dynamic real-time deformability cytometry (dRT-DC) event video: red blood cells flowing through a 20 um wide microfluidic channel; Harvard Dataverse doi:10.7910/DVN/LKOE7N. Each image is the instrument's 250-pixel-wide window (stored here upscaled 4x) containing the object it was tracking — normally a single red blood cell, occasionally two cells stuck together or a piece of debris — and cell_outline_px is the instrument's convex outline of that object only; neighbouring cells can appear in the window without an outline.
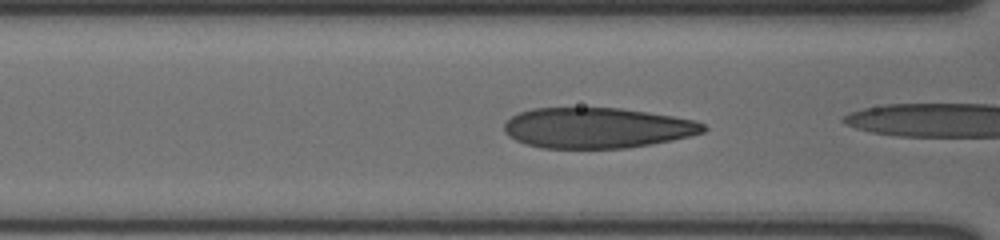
{"species": "human", "species_latin": "Homo sapiens", "temperature_condition": "cold", "stored_images_in_passage": 9, "camera_frame_rate_fps": 3000, "um_per_image_px": 0.085, "donor": {"sex": "male"}, "frame": {"image": 1, "passage_image": 3, "time_ms": 0.667, "image_size_px": [1000, 240], "cell_outline_px": [[708, 128], [704, 132], [672, 140], [652, 144], [624, 148], [540, 148], [524, 144], [508, 136], [504, 132], [504, 124], [512, 116], [520, 112], [532, 108], [620, 108], [672, 116], [692, 120], [704, 124]], "centroid_in_image_um": [50.71, 10.88], "position_along_channel_um": 115.9, "area_um2": 46.93}}
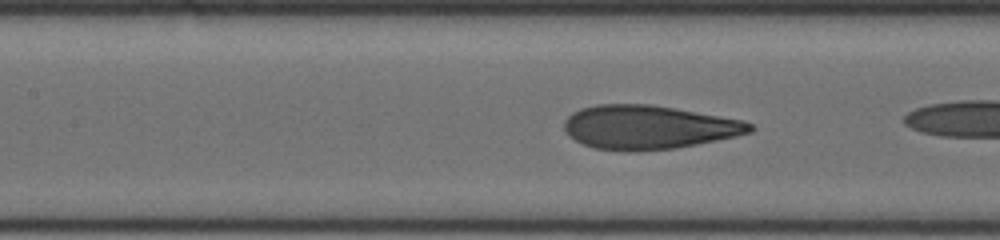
{"frame": {"image": 2, "passage_image": 6, "time_ms": 1.667, "image_size_px": [1000, 240], "cell_outline_px": [[756, 128], [752, 132], [736, 136], [676, 148], [636, 152], [624, 152], [596, 148], [584, 144], [568, 136], [564, 132], [564, 120], [572, 112], [580, 108], [596, 104], [648, 104], [744, 120], [752, 124]], "centroid_in_image_um": [55.09, 10.82], "position_along_channel_um": 152.3, "area_um2": 47.63}}